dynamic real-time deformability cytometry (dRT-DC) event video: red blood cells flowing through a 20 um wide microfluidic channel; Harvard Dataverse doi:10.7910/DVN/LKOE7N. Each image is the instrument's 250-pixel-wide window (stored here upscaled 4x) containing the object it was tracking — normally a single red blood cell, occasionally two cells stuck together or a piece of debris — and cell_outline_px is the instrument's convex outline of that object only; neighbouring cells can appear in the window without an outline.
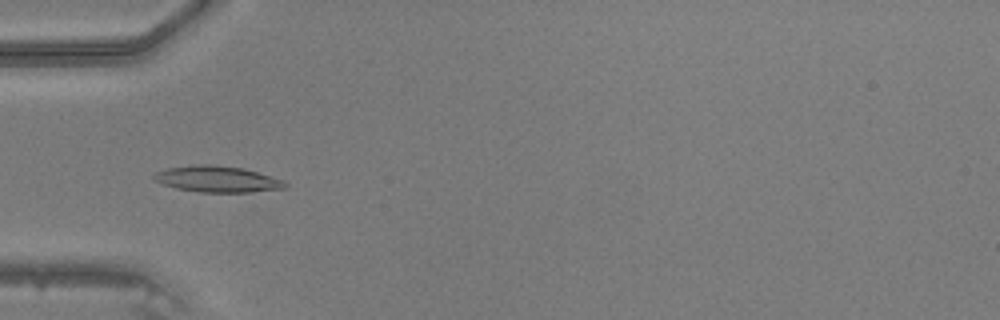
{"species": "common noctule bat (a hibernating species)", "species_latin": "Nyctalus noctula", "temperature_condition": "warm", "stored_images_in_passage": 47, "camera_frame_rate_fps": 3000, "um_per_image_px": 0.085, "animal": {"sex": "male", "body_mass_g": 20.5, "forearm_length_mm": 52.5}, "frame": {"image": 1, "passage_image": 16, "time_ms": 5.0, "image_size_px": [1000, 320], "cell_outline_px": [[288, 184], [284, 188], [252, 192], [200, 192], [176, 188], [152, 180], [152, 176], [156, 172], [168, 168], [196, 164], [212, 164], [244, 168], [284, 180]], "centroid_in_image_um": [18.46, 15.22], "position_along_channel_um": 66.5, "area_um2": 20.06}}
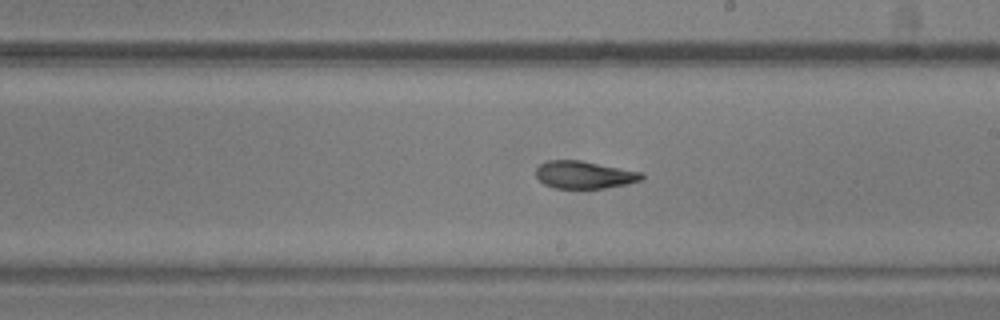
{"frame": {"image": 2, "passage_image": 28, "time_ms": 9.0, "image_size_px": [1000, 320], "cell_outline_px": [[644, 180], [628, 184], [604, 188], [556, 188], [544, 184], [536, 176], [536, 168], [540, 164], [548, 160], [580, 160], [644, 172]], "centroid_in_image_um": [49.71, 14.85], "position_along_channel_um": 239.3, "area_um2": 17.11}}
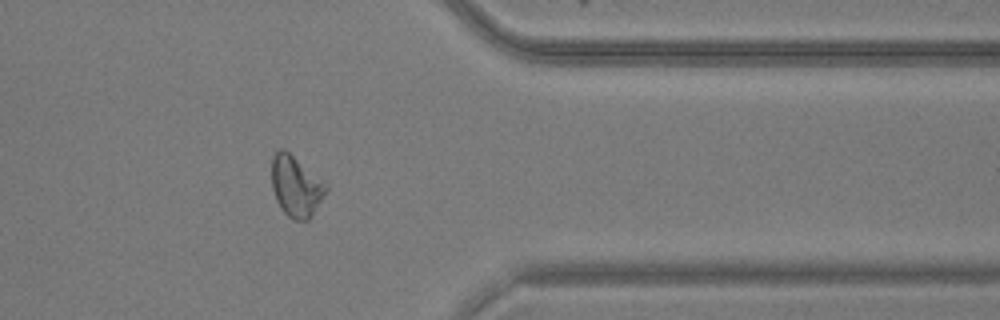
{"frame": {"image": 3, "passage_image": 39, "time_ms": 12.667, "image_size_px": [1000, 320], "cell_outline_px": [[328, 188], [312, 216], [308, 220], [292, 220], [284, 212], [276, 200], [272, 188], [272, 156], [280, 148], [284, 148]], "centroid_in_image_um": [25.11, 15.87], "position_along_channel_um": 386.3, "area_um2": 18.61}}